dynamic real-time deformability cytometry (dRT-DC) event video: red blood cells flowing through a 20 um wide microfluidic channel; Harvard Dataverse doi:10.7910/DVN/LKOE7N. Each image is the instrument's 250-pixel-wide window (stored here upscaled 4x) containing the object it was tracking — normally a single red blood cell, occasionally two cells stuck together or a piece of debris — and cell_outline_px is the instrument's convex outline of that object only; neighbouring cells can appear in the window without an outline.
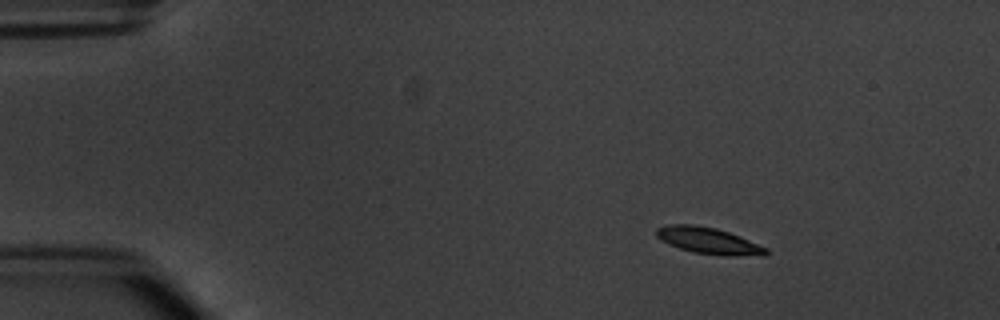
{"species": "common noctule bat (a hibernating species)", "species_latin": "Nyctalus noctula", "temperature_condition": "warm", "stored_images_in_passage": 5, "camera_frame_rate_fps": 3000, "um_per_image_px": 0.085, "animal": {"sex": "male", "body_mass_g": 20.1, "forearm_length_mm": 53.5}, "frame": {"image": 1, "passage_image": 2, "time_ms": 2.333, "image_size_px": [1000, 320], "cell_outline_px": [[768, 252], [764, 256], [724, 256], [692, 252], [668, 244], [660, 240], [656, 236], [656, 228], [668, 224], [692, 224], [716, 228], [740, 236], [768, 248]], "centroid_in_image_um": [60.23, 20.47], "position_along_channel_um": 24.8, "area_um2": 17.11}}
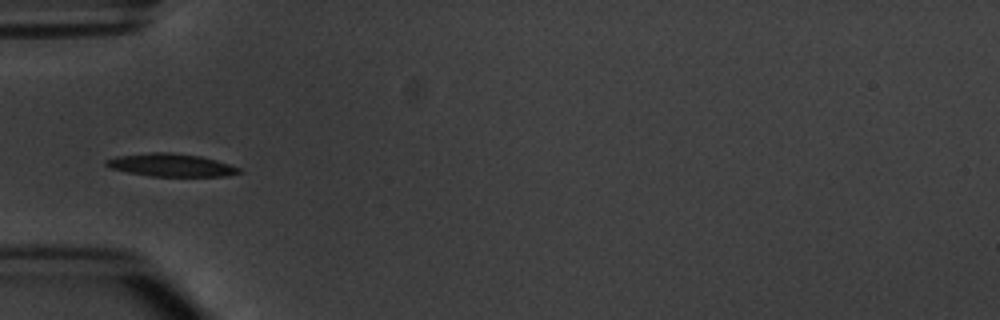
{"frame": {"image": 2, "passage_image": 5, "time_ms": 5.667, "image_size_px": [1000, 320], "cell_outline_px": [[244, 172], [224, 176], [152, 176], [128, 172], [112, 168], [104, 164], [104, 160], [116, 156], [152, 152], [168, 152], [200, 156], [216, 160], [240, 168]], "centroid_in_image_um": [14.53, 14.03], "position_along_channel_um": 70.5, "area_um2": 17.57}}